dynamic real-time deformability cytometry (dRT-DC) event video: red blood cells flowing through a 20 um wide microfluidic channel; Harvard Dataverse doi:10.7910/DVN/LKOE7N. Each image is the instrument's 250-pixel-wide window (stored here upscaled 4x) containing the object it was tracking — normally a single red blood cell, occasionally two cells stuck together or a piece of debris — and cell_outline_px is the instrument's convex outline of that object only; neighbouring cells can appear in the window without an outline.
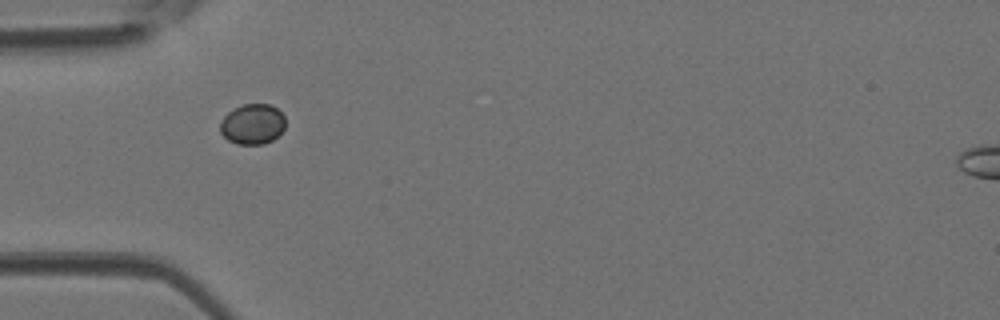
{"species": "Egyptian fruit bat (a non-hibernating species)", "species_latin": "Rousettus aegyptiacus", "temperature_condition": "room temperature", "stored_images_in_passage": 31, "camera_frame_rate_fps": 3000, "um_per_image_px": 0.085, "animal": {"sex": "female"}, "frame": {"image": 1, "passage_image": 1, "time_ms": 0.0, "image_size_px": [1000, 320], "cell_outline_px": [[284, 128], [272, 140], [264, 144], [236, 144], [228, 140], [220, 132], [220, 124], [224, 116], [228, 112], [244, 104], [268, 104], [276, 108], [284, 116]], "centroid_in_image_um": [21.45, 10.56], "position_along_channel_um": 63.6, "area_um2": 15.14}}
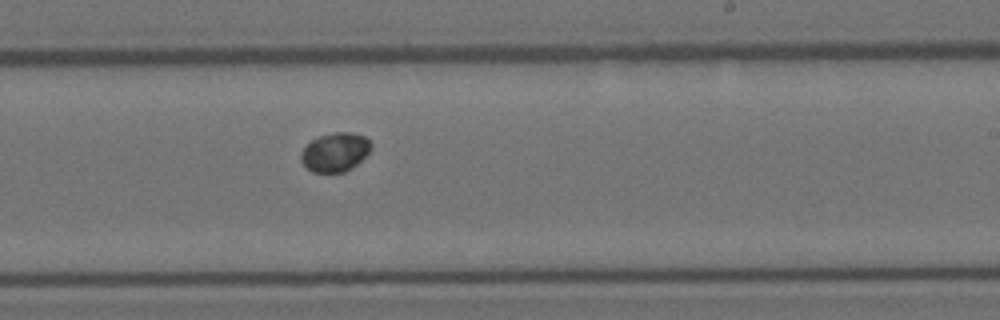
{"frame": {"image": 2, "passage_image": 14, "time_ms": 4.333, "image_size_px": [1000, 320], "cell_outline_px": [[372, 148], [352, 168], [344, 172], [312, 172], [300, 160], [300, 152], [312, 140], [320, 136], [332, 132], [352, 132], [364, 136], [372, 144]], "centroid_in_image_um": [28.48, 12.92], "position_along_channel_um": 260.5, "area_um2": 15.78}}
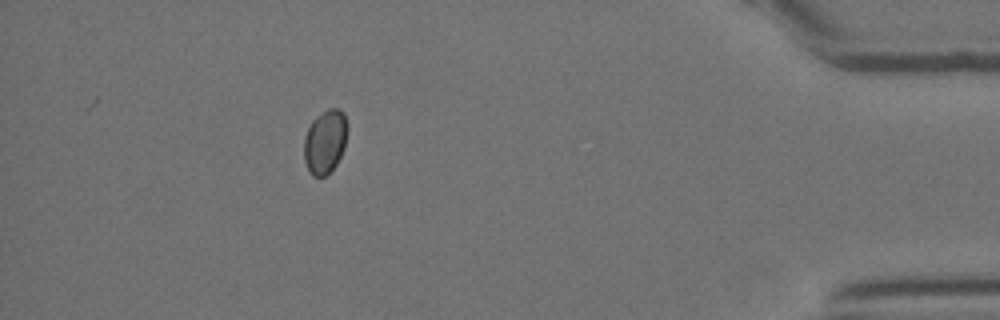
{"frame": {"image": 3, "passage_image": 27, "time_ms": 8.667, "image_size_px": [1000, 320], "cell_outline_px": [[348, 128], [344, 148], [336, 164], [324, 176], [312, 176], [304, 160], [304, 140], [308, 128], [312, 120], [316, 116], [328, 108], [340, 108], [344, 112], [348, 124]], "centroid_in_image_um": [27.65, 11.99], "position_along_channel_um": 407.6, "area_um2": 16.18}}